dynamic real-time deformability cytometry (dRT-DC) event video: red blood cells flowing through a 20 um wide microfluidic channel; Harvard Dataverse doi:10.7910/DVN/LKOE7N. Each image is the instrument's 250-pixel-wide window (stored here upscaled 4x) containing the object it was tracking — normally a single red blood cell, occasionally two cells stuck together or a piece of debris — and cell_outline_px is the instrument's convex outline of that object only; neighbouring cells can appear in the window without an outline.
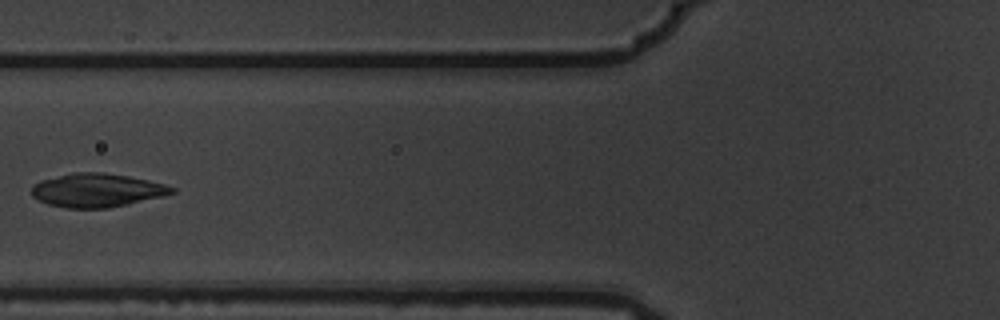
{"species": "common noctule bat (a hibernating species)", "species_latin": "Nyctalus noctula", "temperature_condition": "warm", "stored_images_in_passage": 7, "camera_frame_rate_fps": 3000, "um_per_image_px": 0.085, "animal": {"sex": "male", "body_mass_g": 19.5, "forearm_length_mm": 54.6}, "frame": {"image": 1, "passage_image": 6, "time_ms": 1.667, "image_size_px": [1000, 320], "cell_outline_px": [[176, 192], [164, 196], [108, 208], [64, 208], [48, 204], [36, 200], [32, 196], [32, 184], [40, 180], [72, 172], [104, 172], [128, 176], [148, 180], [164, 184], [176, 188]], "centroid_in_image_um": [8.21, 16.17], "position_along_channel_um": 117.6, "area_um2": 27.69}}
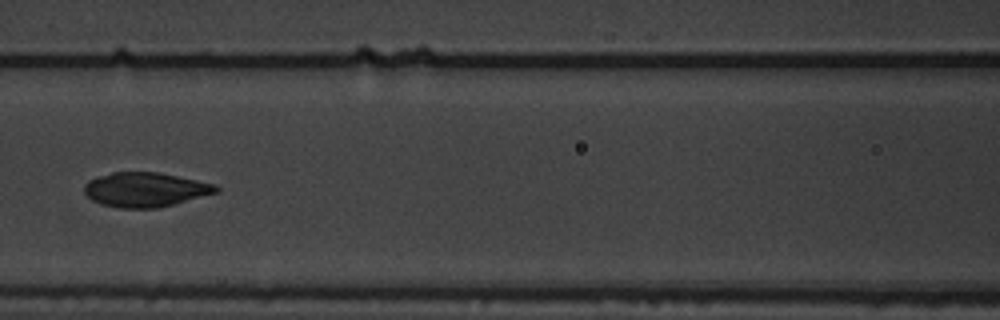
{"frame": {"image": 2, "passage_image": 7, "time_ms": 2.0, "image_size_px": [1000, 320], "cell_outline_px": [[220, 192], [176, 204], [160, 208], [120, 208], [100, 204], [92, 200], [84, 192], [84, 184], [88, 180], [96, 176], [112, 172], [156, 172], [216, 184], [220, 188]], "centroid_in_image_um": [12.36, 16.13], "position_along_channel_um": 154.2, "area_um2": 26.76}}